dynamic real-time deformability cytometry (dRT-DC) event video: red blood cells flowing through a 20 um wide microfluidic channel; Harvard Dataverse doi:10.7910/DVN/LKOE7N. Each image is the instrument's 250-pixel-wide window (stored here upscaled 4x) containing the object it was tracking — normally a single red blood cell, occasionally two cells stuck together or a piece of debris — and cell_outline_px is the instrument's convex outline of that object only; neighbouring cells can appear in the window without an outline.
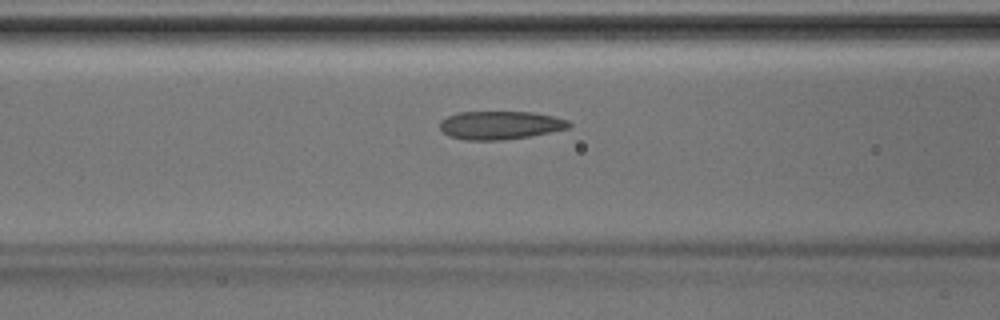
{"species": "Egyptian fruit bat (a non-hibernating species)", "species_latin": "Rousettus aegyptiacus", "temperature_condition": "room temperature", "stored_images_in_passage": 19, "camera_frame_rate_fps": 3000, "um_per_image_px": 0.085, "animal": {"sex": "male"}, "frame": {"image": 1, "passage_image": 9, "time_ms": 2.667, "image_size_px": [1000, 320], "cell_outline_px": [[572, 124], [568, 128], [528, 136], [504, 140], [468, 140], [448, 136], [440, 128], [440, 120], [448, 116], [460, 112], [532, 112], [552, 116], [568, 120]], "centroid_in_image_um": [42.49, 10.64], "position_along_channel_um": 124.1, "area_um2": 21.1}}